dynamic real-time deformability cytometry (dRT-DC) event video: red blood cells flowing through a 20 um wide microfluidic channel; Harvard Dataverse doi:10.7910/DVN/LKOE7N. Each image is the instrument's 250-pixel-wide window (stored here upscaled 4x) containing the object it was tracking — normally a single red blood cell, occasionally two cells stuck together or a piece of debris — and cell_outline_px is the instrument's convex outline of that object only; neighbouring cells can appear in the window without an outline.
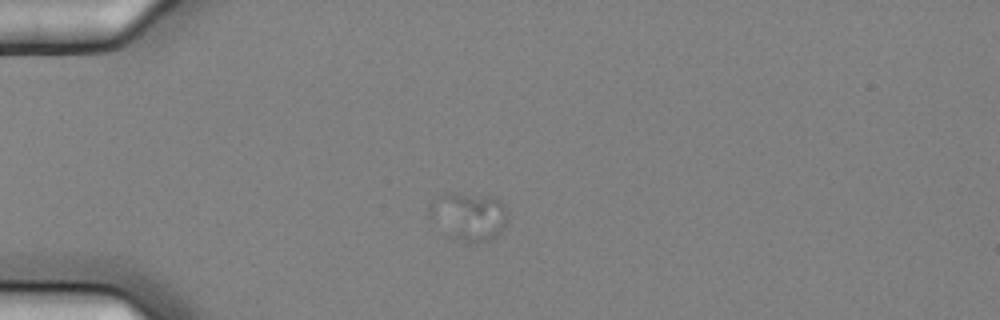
{"species": "common noctule bat (a hibernating species)", "species_latin": "Nyctalus noctula", "temperature_condition": "cold", "stored_images_in_passage": 4, "camera_frame_rate_fps": 3000, "um_per_image_px": 0.085, "animal": {"sex": "female", "body_mass_g": 25.1}, "frame": {"image": 1, "passage_image": 2, "time_ms": 0.333, "image_size_px": [1000, 320], "cell_outline_px": [[508, 212], [504, 224], [500, 232], [496, 236], [488, 240], [476, 244], [456, 236], [440, 200], [444, 196], [452, 192], [456, 192], [492, 196], [500, 200], [504, 204]], "centroid_in_image_um": [40.35, 18.34], "position_along_channel_um": 44.6, "area_um2": 18.03}}
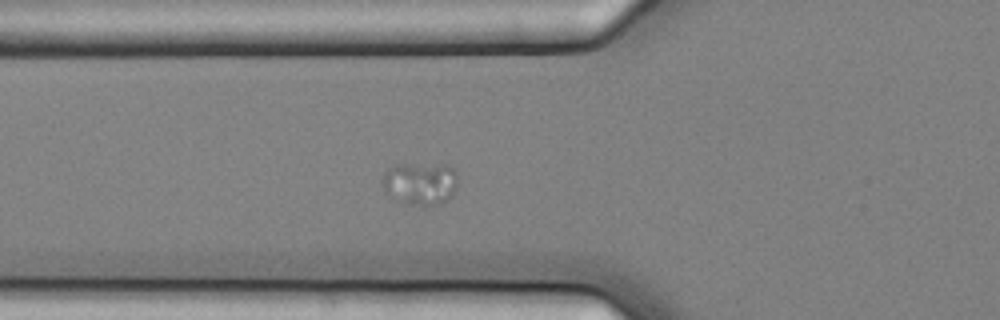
{"frame": {"image": 2, "passage_image": 4, "time_ms": 1.0, "image_size_px": [1000, 320], "cell_outline_px": [[456, 188], [452, 196], [444, 204], [424, 208], [408, 204], [396, 200], [384, 188], [380, 180], [384, 172], [388, 168], [396, 164], [448, 164], [456, 172]], "centroid_in_image_um": [35.73, 15.62], "position_along_channel_um": 90.1, "area_um2": 19.42}}